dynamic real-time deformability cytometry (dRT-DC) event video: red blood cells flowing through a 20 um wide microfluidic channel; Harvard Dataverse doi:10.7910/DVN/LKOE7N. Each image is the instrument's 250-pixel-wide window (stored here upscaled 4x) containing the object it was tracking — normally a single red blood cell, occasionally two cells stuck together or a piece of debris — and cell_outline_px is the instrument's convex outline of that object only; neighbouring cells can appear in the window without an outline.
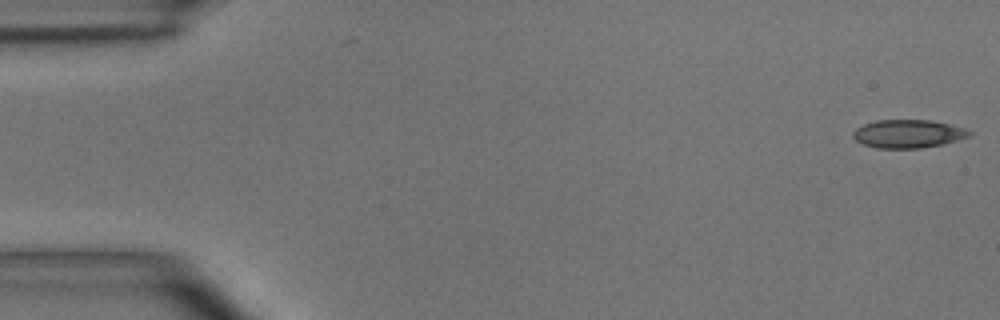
{"species": "common noctule bat (a hibernating species)", "species_latin": "Nyctalus noctula", "temperature_condition": "room temperature", "stored_images_in_passage": 12, "camera_frame_rate_fps": 3000, "um_per_image_px": 0.085, "animal": {"sex": "male", "body_mass_g": 15.6}, "frame": {"image": 1, "passage_image": 1, "time_ms": 0.0, "image_size_px": [1000, 320], "cell_outline_px": [[972, 136], [944, 144], [920, 148], [876, 148], [864, 144], [856, 140], [852, 136], [852, 132], [856, 128], [864, 124], [876, 120], [932, 120], [964, 128], [972, 132]], "centroid_in_image_um": [77.2, 11.37], "position_along_channel_um": 7.8, "area_um2": 19.19}}
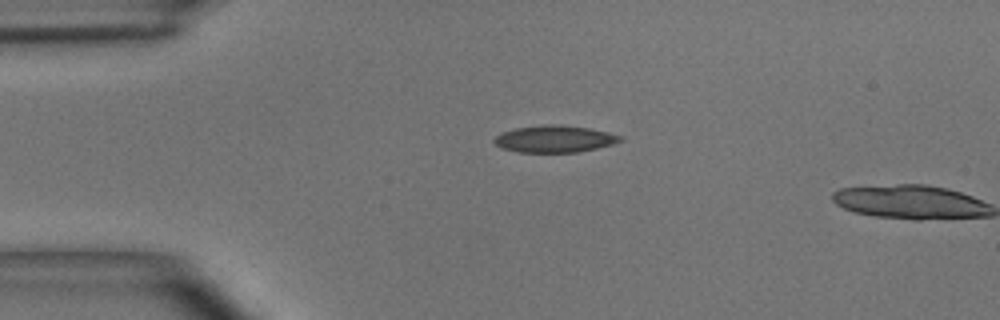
{"frame": {"image": 2, "passage_image": 11, "time_ms": 3.333, "image_size_px": [1000, 320], "cell_outline_px": [[624, 140], [612, 144], [596, 148], [576, 152], [520, 152], [500, 148], [492, 140], [496, 136], [504, 132], [516, 128], [588, 128], [608, 132], [624, 136]], "centroid_in_image_um": [47.17, 11.87], "position_along_channel_um": 37.8, "area_um2": 18.5}}